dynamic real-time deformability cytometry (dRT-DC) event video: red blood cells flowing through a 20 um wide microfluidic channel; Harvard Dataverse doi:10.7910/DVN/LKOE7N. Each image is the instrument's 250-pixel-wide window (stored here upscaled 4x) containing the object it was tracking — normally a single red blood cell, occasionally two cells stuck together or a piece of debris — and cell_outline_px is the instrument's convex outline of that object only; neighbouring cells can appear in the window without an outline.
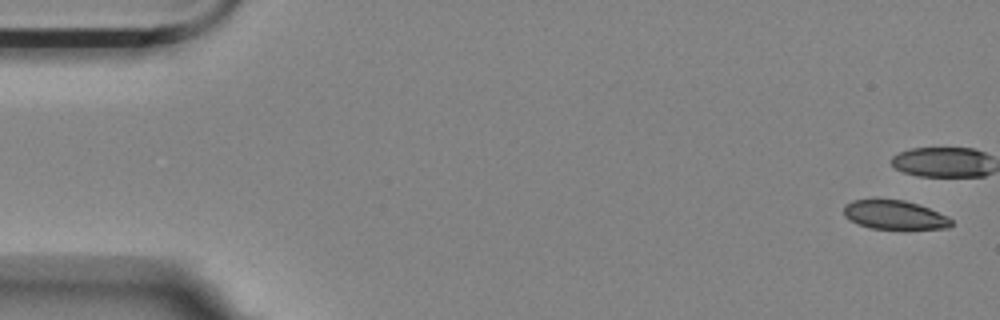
{"species": "Egyptian fruit bat (a non-hibernating species)", "species_latin": "Rousettus aegyptiacus", "temperature_condition": "room temperature", "stored_images_in_passage": 5, "camera_frame_rate_fps": 3000, "um_per_image_px": 0.085, "animal": {"sex": "female"}, "frame": {"image": 1, "passage_image": 1, "time_ms": 0.0, "image_size_px": [1000, 320], "cell_outline_px": [[952, 224], [948, 228], [872, 228], [860, 224], [844, 216], [844, 204], [852, 200], [872, 196], [876, 196], [904, 200], [928, 208], [948, 216], [952, 220]], "centroid_in_image_um": [75.97, 18.19], "position_along_channel_um": 9.0, "area_um2": 18.44}}